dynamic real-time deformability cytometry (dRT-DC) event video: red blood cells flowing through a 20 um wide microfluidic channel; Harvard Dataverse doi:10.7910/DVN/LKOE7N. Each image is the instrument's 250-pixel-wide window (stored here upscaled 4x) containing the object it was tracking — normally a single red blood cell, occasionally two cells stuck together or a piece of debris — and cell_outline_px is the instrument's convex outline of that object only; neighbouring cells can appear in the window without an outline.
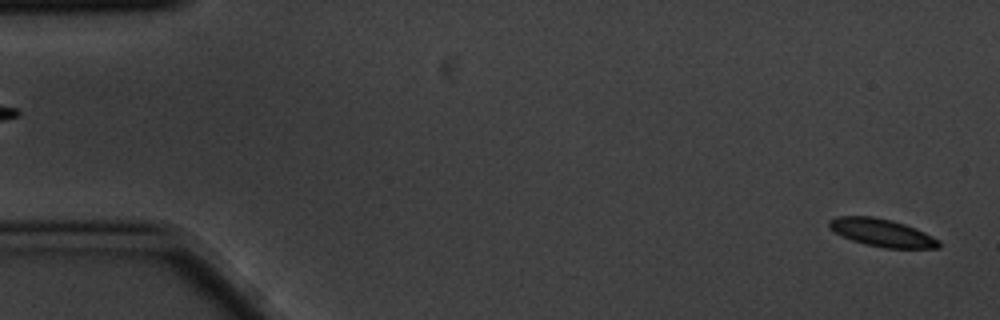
{"species": "common noctule bat (a hibernating species)", "species_latin": "Nyctalus noctula", "temperature_condition": "cold", "stored_images_in_passage": 5, "segment_of_instrument_passage": [2, 2], "camera_frame_rate_fps": 3000, "um_per_image_px": 0.085, "animal": {"sex": "male", "body_mass_g": 20.1, "forearm_length_mm": 53.5}, "frame": {"image": 1, "passage_image": 5, "time_ms": 1.333, "image_size_px": [1000, 320], "cell_outline_px": [[940, 248], [884, 248], [852, 240], [828, 228], [828, 220], [836, 216], [872, 216], [892, 220], [916, 228], [940, 240]], "centroid_in_image_um": [74.97, 19.77], "position_along_channel_um": 10.0, "area_um2": 17.63}}